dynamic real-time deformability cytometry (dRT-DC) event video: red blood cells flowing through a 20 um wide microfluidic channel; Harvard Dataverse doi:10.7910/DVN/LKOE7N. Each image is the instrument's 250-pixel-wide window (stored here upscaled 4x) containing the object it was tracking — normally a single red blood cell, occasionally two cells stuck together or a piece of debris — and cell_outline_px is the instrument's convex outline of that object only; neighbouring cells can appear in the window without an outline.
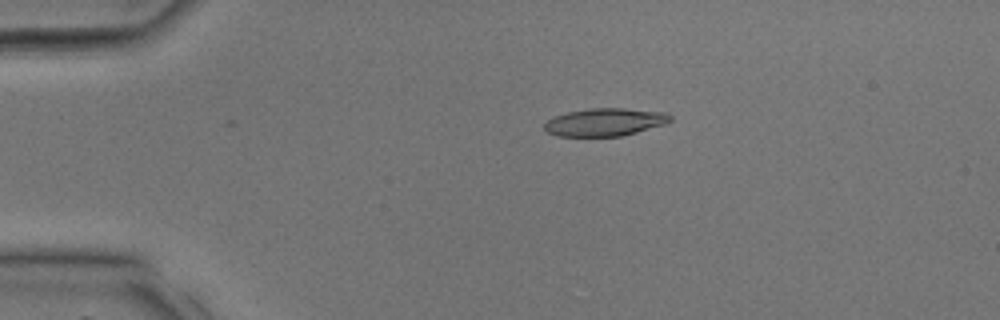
{"species": "common noctule bat (a hibernating species)", "species_latin": "Nyctalus noctula", "temperature_condition": "room temperature", "stored_images_in_passage": 21, "camera_frame_rate_fps": 3000, "um_per_image_px": 0.085, "animal": {"sex": "male", "body_mass_g": 17.9, "forearm_length_mm": 54.2}, "frame": {"image": 1, "passage_image": 8, "time_ms": 2.333, "image_size_px": [1000, 320], "cell_outline_px": [[672, 120], [668, 124], [620, 136], [556, 136], [548, 132], [544, 128], [544, 124], [548, 120], [556, 116], [568, 112], [588, 108], [624, 108], [668, 112], [672, 116]], "centroid_in_image_um": [51.48, 10.37], "position_along_channel_um": 33.5, "area_um2": 20.52}}
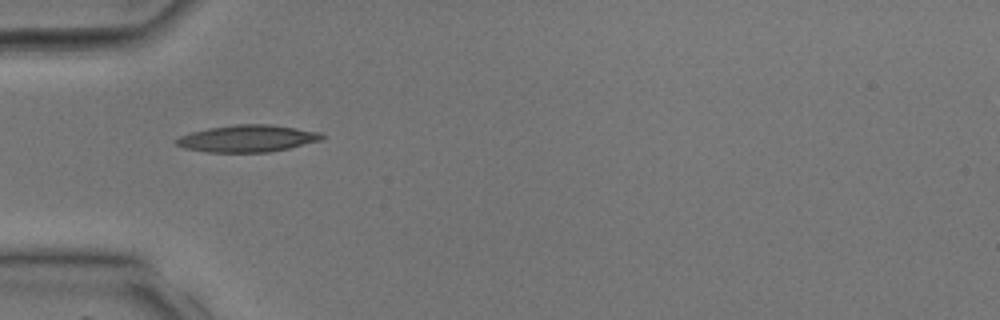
{"frame": {"image": 2, "passage_image": 12, "time_ms": 3.667, "image_size_px": [1000, 320], "cell_outline_px": [[324, 136], [320, 140], [288, 148], [268, 152], [208, 152], [184, 148], [176, 144], [172, 140], [180, 136], [192, 132], [208, 128], [236, 124], [272, 124], [320, 132]], "centroid_in_image_um": [20.99, 11.76], "position_along_channel_um": 64.0, "area_um2": 22.77}}